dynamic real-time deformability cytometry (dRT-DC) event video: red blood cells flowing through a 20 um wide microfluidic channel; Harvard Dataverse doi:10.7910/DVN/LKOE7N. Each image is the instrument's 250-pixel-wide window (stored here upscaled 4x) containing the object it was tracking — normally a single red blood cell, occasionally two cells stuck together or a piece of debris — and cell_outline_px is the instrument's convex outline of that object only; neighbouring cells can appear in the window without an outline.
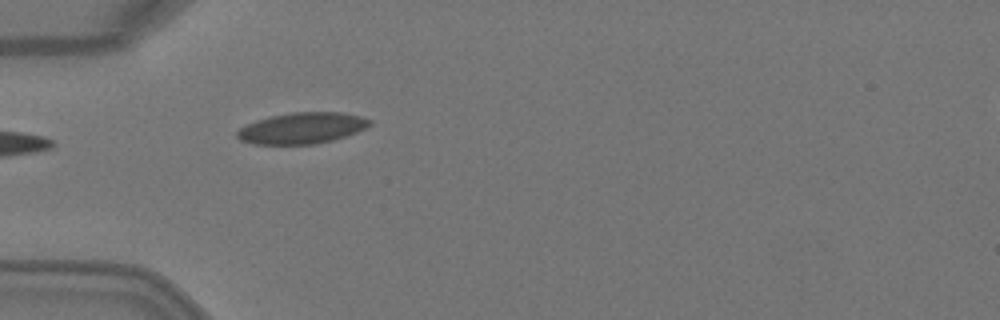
{"species": "Egyptian fruit bat (a non-hibernating species)", "species_latin": "Rousettus aegyptiacus", "temperature_condition": "warm", "stored_images_in_passage": 1, "camera_frame_rate_fps": 3000, "um_per_image_px": 0.085, "animal": {"sex": "female"}, "frame": {"image": 1, "passage_image": 1, "time_ms": 0.0, "image_size_px": [1000, 320], "cell_outline_px": [[372, 124], [356, 132], [332, 140], [316, 144], [252, 144], [240, 140], [236, 136], [236, 132], [240, 128], [256, 120], [268, 116], [292, 112], [344, 112], [360, 116], [372, 120]], "centroid_in_image_um": [25.65, 10.88], "position_along_channel_um": 59.3, "area_um2": 24.1}}